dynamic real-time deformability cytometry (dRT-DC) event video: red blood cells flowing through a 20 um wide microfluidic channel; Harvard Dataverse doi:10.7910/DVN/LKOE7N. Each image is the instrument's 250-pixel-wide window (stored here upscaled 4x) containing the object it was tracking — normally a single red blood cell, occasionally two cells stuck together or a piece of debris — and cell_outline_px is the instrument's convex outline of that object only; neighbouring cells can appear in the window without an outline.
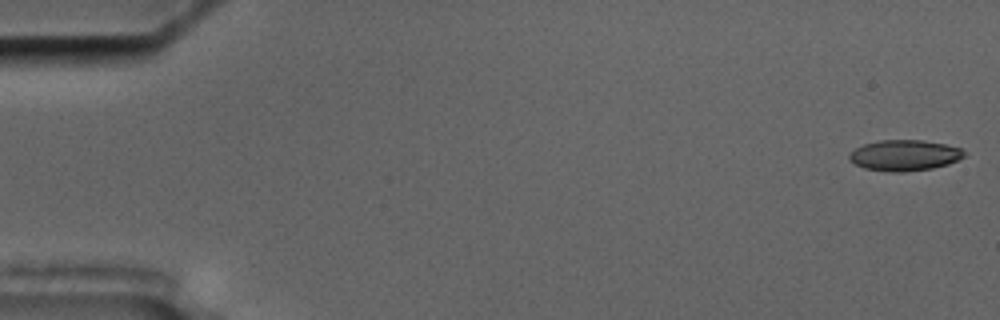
{"species": "common noctule bat (a hibernating species)", "species_latin": "Nyctalus noctula", "temperature_condition": "cold", "stored_images_in_passage": 3, "camera_frame_rate_fps": 3000, "um_per_image_px": 0.085, "animal": {"sex": "male", "body_mass_g": 17.5, "forearm_length_mm": 52.3}, "frame": {"image": 1, "passage_image": 1, "time_ms": 0.0, "image_size_px": [1000, 320], "cell_outline_px": [[968, 152], [964, 156], [948, 164], [932, 168], [904, 172], [892, 172], [864, 168], [856, 164], [848, 156], [856, 148], [864, 144], [880, 140], [924, 140], [944, 144], [960, 148]], "centroid_in_image_um": [76.91, 13.2], "position_along_channel_um": 8.1, "area_um2": 20.46}}